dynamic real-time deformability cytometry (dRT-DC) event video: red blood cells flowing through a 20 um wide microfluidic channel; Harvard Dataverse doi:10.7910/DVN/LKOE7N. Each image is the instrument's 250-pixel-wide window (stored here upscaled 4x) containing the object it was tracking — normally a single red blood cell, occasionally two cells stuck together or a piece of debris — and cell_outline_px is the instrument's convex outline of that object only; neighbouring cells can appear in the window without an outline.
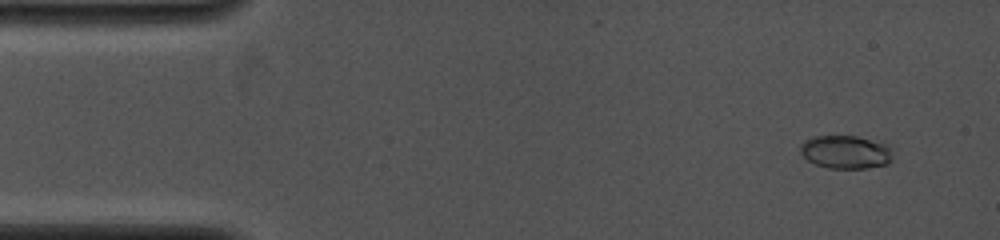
{"species": "common noctule bat (a hibernating species)", "species_latin": "Nyctalus noctula", "temperature_condition": "cold", "stored_images_in_passage": 8, "camera_frame_rate_fps": 4000, "um_per_image_px": 0.085, "animal": {"sex": "female", "body_mass_g": 19.0, "forearm_length_mm": 53.3}, "frame": {"image": 1, "passage_image": 1, "time_ms": 0.0, "image_size_px": [1000, 240], "cell_outline_px": [[892, 160], [888, 164], [868, 168], [828, 168], [816, 164], [808, 160], [800, 152], [800, 144], [804, 140], [816, 136], [856, 136], [884, 144], [892, 148]], "centroid_in_image_um": [71.88, 12.93], "position_along_channel_um": 13.1, "area_um2": 17.86}}
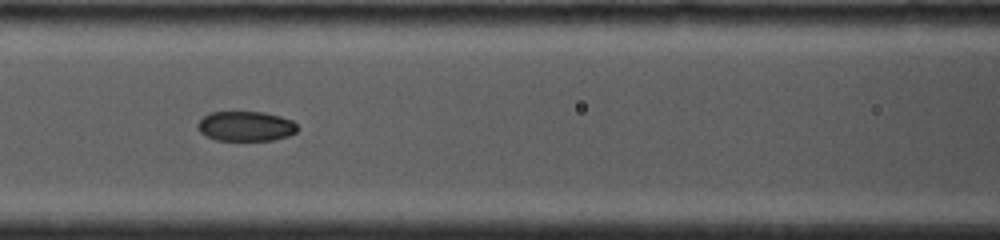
{"frame": {"image": 2, "passage_image": 7, "time_ms": 5.5, "image_size_px": [1000, 240], "cell_outline_px": [[300, 128], [296, 132], [288, 136], [272, 140], [216, 140], [204, 136], [196, 128], [196, 124], [204, 116], [212, 112], [264, 112], [280, 116], [292, 120]], "centroid_in_image_um": [20.88, 10.73], "position_along_channel_um": 145.7, "area_um2": 17.51}}
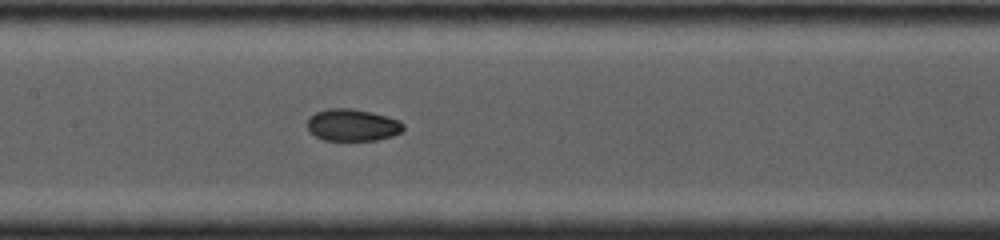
{"frame": {"image": 3, "passage_image": 8, "time_ms": 6.25, "image_size_px": [1000, 240], "cell_outline_px": [[404, 128], [400, 132], [392, 136], [376, 140], [324, 140], [308, 132], [308, 120], [316, 112], [328, 108], [352, 108], [372, 112], [388, 116], [400, 120], [404, 124]], "centroid_in_image_um": [29.98, 10.62], "position_along_channel_um": 177.4, "area_um2": 17.98}}